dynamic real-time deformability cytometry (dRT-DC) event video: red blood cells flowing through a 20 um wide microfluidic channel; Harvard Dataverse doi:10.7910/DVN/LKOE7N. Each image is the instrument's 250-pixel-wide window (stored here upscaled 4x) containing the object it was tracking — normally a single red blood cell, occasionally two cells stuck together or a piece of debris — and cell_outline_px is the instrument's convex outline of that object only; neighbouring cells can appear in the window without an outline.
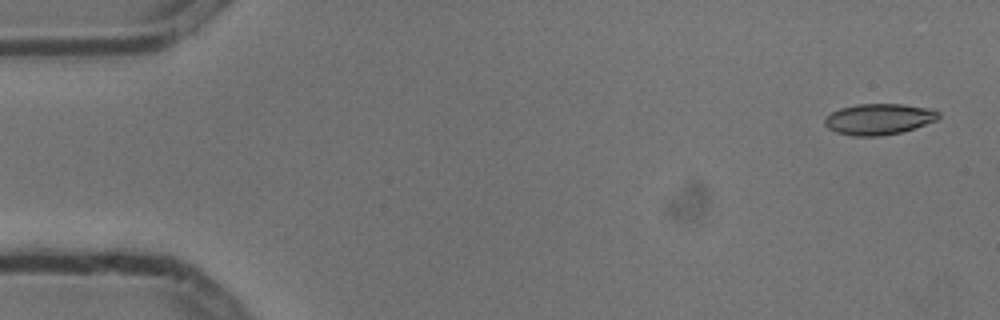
{"species": "common noctule bat (a hibernating species)", "species_latin": "Nyctalus noctula", "temperature_condition": "cold", "stored_images_in_passage": 6, "camera_frame_rate_fps": 3000, "um_per_image_px": 0.085, "animal": {"sex": "male", "body_mass_g": 13.3}, "frame": {"image": 1, "passage_image": 1, "time_ms": 0.0, "image_size_px": [1000, 320], "cell_outline_px": [[940, 116], [936, 120], [900, 132], [880, 136], [852, 136], [836, 132], [828, 128], [824, 124], [824, 120], [832, 112], [840, 108], [856, 104], [904, 104], [932, 108], [940, 112]], "centroid_in_image_um": [74.7, 10.11], "position_along_channel_um": 10.3, "area_um2": 20.52}}
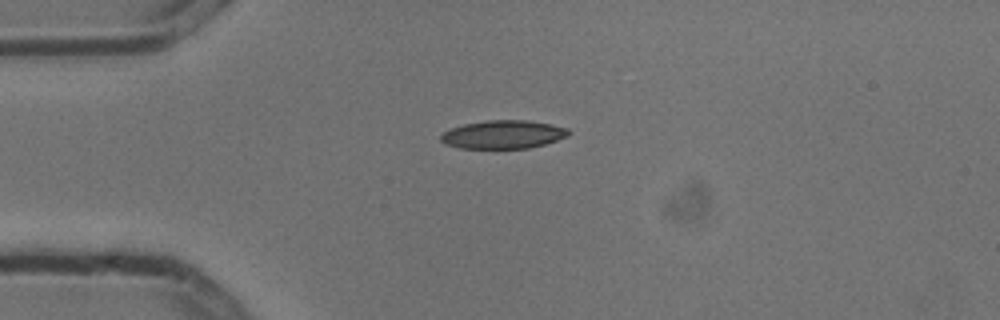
{"frame": {"image": 2, "passage_image": 4, "time_ms": 1.0, "image_size_px": [1000, 320], "cell_outline_px": [[572, 132], [568, 136], [544, 144], [528, 148], [460, 148], [444, 144], [440, 140], [440, 136], [444, 132], [452, 128], [464, 124], [488, 120], [528, 120], [568, 128]], "centroid_in_image_um": [42.77, 11.43], "position_along_channel_um": 42.2, "area_um2": 20.98}}
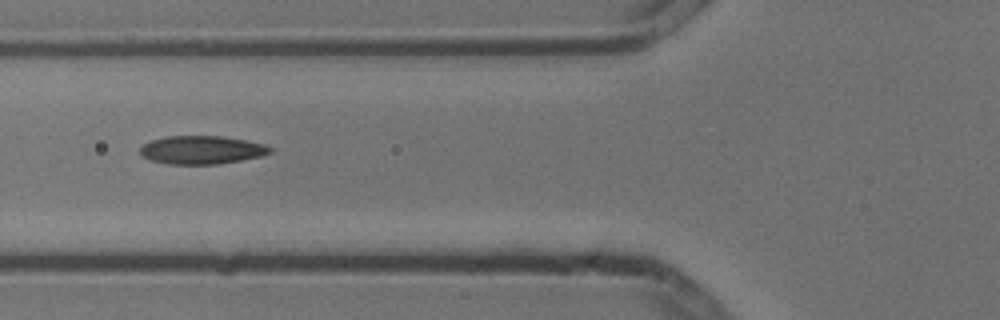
{"frame": {"image": 3, "passage_image": 6, "time_ms": 1.667, "image_size_px": [1000, 320], "cell_outline_px": [[272, 152], [260, 156], [240, 160], [216, 164], [168, 164], [152, 160], [144, 156], [140, 152], [140, 148], [144, 144], [152, 140], [164, 136], [220, 136], [248, 140], [264, 144], [272, 148]], "centroid_in_image_um": [17.16, 12.73], "position_along_channel_um": 108.6, "area_um2": 21.27}}